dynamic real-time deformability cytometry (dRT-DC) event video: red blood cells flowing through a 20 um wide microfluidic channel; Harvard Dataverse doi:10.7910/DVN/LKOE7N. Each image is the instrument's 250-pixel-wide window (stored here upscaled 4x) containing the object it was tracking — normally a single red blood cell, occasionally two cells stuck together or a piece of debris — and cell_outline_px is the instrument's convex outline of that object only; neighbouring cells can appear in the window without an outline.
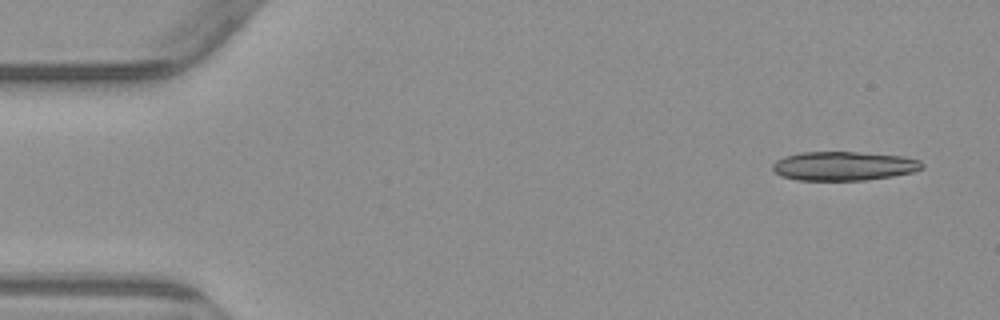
{"species": "common noctule bat (a hibernating species)", "species_latin": "Nyctalus noctula", "temperature_condition": "warm", "stored_images_in_passage": 5, "camera_frame_rate_fps": 3000, "um_per_image_px": 0.085, "animal": {"sex": "male", "body_mass_g": 23.1, "forearm_length_mm": 52.7}, "frame": {"image": 1, "passage_image": 1, "time_ms": 0.0, "image_size_px": [1000, 320], "cell_outline_px": [[924, 168], [912, 172], [892, 176], [864, 180], [796, 180], [780, 176], [772, 168], [772, 164], [776, 160], [784, 156], [800, 152], [856, 152], [904, 156], [920, 160], [924, 164]], "centroid_in_image_um": [71.71, 14.1], "position_along_channel_um": 13.3, "area_um2": 25.37}}
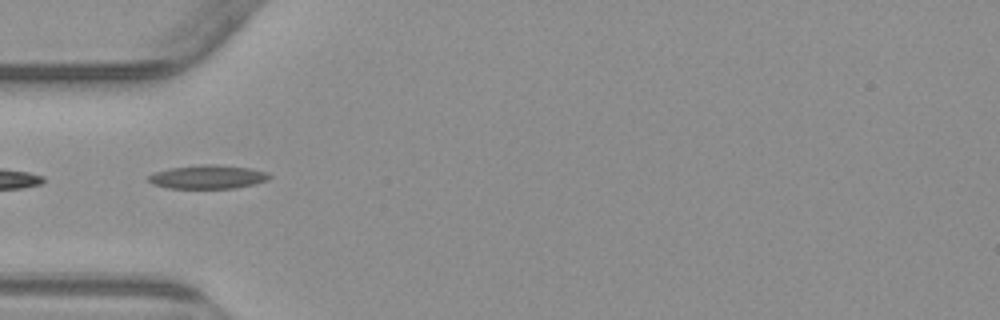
{"frame": {"image": 2, "passage_image": 5, "time_ms": 4.667, "image_size_px": [1000, 320], "cell_outline_px": [[272, 176], [268, 180], [256, 184], [236, 188], [168, 188], [152, 184], [148, 180], [148, 176], [156, 172], [168, 168], [204, 164], [212, 164], [252, 168], [268, 172]], "centroid_in_image_um": [17.71, 15.03], "position_along_channel_um": 67.3, "area_um2": 16.82}}